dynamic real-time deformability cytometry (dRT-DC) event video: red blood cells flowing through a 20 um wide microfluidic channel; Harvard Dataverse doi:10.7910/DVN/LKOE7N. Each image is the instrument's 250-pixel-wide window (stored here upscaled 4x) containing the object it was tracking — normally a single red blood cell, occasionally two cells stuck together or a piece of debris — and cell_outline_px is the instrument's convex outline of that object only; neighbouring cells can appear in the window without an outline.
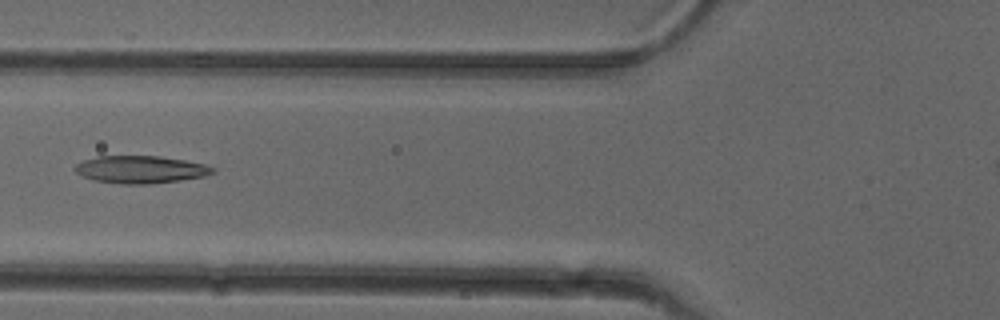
{"species": "common noctule bat (a hibernating species)", "species_latin": "Nyctalus noctula", "temperature_condition": "cold", "stored_images_in_passage": 44, "camera_frame_rate_fps": 3000, "um_per_image_px": 0.085, "animal": {"sex": "female"}, "frame": {"image": 1, "passage_image": 17, "time_ms": 5.333, "image_size_px": [1000, 320], "cell_outline_px": [[216, 172], [204, 176], [180, 180], [148, 184], [120, 184], [92, 180], [76, 172], [72, 168], [76, 164], [84, 160], [96, 156], [160, 156], [184, 160], [204, 164], [216, 168]], "centroid_in_image_um": [11.94, 14.41], "position_along_channel_um": 113.9, "area_um2": 22.14}}
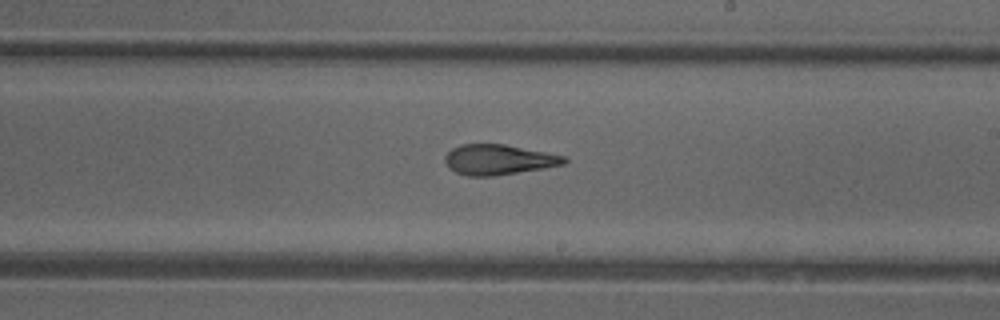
{"frame": {"image": 2, "passage_image": 27, "time_ms": 8.667, "image_size_px": [1000, 320], "cell_outline_px": [[568, 160], [564, 164], [544, 168], [492, 176], [468, 176], [456, 172], [448, 168], [444, 160], [444, 156], [452, 148], [460, 144], [504, 144], [564, 156]], "centroid_in_image_um": [42.33, 13.57], "position_along_channel_um": 246.7, "area_um2": 20.87}}
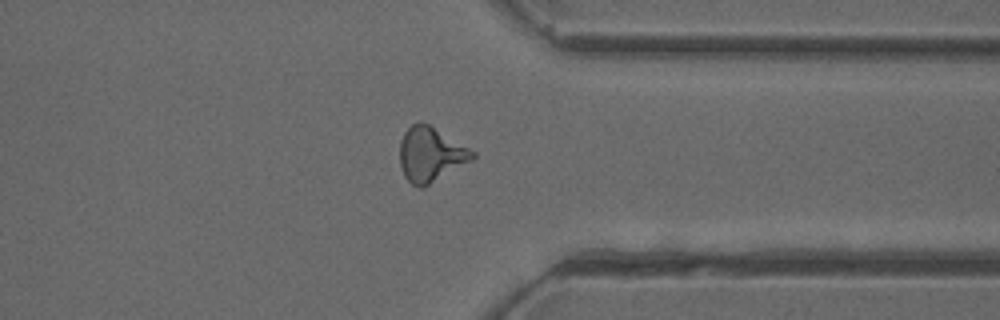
{"frame": {"image": 3, "passage_image": 37, "time_ms": 12.0, "image_size_px": [1000, 320], "cell_outline_px": [[476, 156], [472, 160], [424, 188], [420, 188], [412, 184], [404, 176], [400, 164], [400, 140], [404, 132], [412, 124], [420, 120], [428, 124], [476, 152]], "centroid_in_image_um": [36.59, 13.13], "position_along_channel_um": 374.8, "area_um2": 23.12}}